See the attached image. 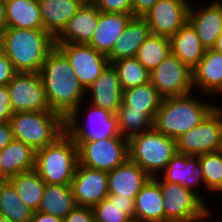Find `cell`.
Instances as JSON below:
<instances>
[{"label": "cell", "instance_id": "obj_1", "mask_svg": "<svg viewBox=\"0 0 222 222\" xmlns=\"http://www.w3.org/2000/svg\"><path fill=\"white\" fill-rule=\"evenodd\" d=\"M40 75L50 110L64 119L87 97L68 59L57 46L46 57Z\"/></svg>", "mask_w": 222, "mask_h": 222}, {"label": "cell", "instance_id": "obj_2", "mask_svg": "<svg viewBox=\"0 0 222 222\" xmlns=\"http://www.w3.org/2000/svg\"><path fill=\"white\" fill-rule=\"evenodd\" d=\"M55 38L44 29L6 27L0 33V49L17 72L40 73Z\"/></svg>", "mask_w": 222, "mask_h": 222}, {"label": "cell", "instance_id": "obj_3", "mask_svg": "<svg viewBox=\"0 0 222 222\" xmlns=\"http://www.w3.org/2000/svg\"><path fill=\"white\" fill-rule=\"evenodd\" d=\"M194 92L183 96L163 98L153 120V128L162 134L177 139L199 125L218 105L206 102ZM200 98V99H199Z\"/></svg>", "mask_w": 222, "mask_h": 222}, {"label": "cell", "instance_id": "obj_4", "mask_svg": "<svg viewBox=\"0 0 222 222\" xmlns=\"http://www.w3.org/2000/svg\"><path fill=\"white\" fill-rule=\"evenodd\" d=\"M77 165L78 148L66 132L36 151L35 170L46 184L70 185Z\"/></svg>", "mask_w": 222, "mask_h": 222}, {"label": "cell", "instance_id": "obj_5", "mask_svg": "<svg viewBox=\"0 0 222 222\" xmlns=\"http://www.w3.org/2000/svg\"><path fill=\"white\" fill-rule=\"evenodd\" d=\"M10 123L14 139L29 145L35 152L65 132V119L52 110L15 112Z\"/></svg>", "mask_w": 222, "mask_h": 222}, {"label": "cell", "instance_id": "obj_6", "mask_svg": "<svg viewBox=\"0 0 222 222\" xmlns=\"http://www.w3.org/2000/svg\"><path fill=\"white\" fill-rule=\"evenodd\" d=\"M176 153V139L154 128L128 138V159L151 178L158 176Z\"/></svg>", "mask_w": 222, "mask_h": 222}, {"label": "cell", "instance_id": "obj_7", "mask_svg": "<svg viewBox=\"0 0 222 222\" xmlns=\"http://www.w3.org/2000/svg\"><path fill=\"white\" fill-rule=\"evenodd\" d=\"M152 178L160 185L165 222H203L212 218V208H209L202 193L200 195L183 185L165 182L159 175Z\"/></svg>", "mask_w": 222, "mask_h": 222}, {"label": "cell", "instance_id": "obj_8", "mask_svg": "<svg viewBox=\"0 0 222 222\" xmlns=\"http://www.w3.org/2000/svg\"><path fill=\"white\" fill-rule=\"evenodd\" d=\"M83 101L66 119L65 132L74 141H97L109 137H123L118 129L117 116L104 108L89 103L85 119L82 122V110L86 103ZM83 105V106H82Z\"/></svg>", "mask_w": 222, "mask_h": 222}, {"label": "cell", "instance_id": "obj_9", "mask_svg": "<svg viewBox=\"0 0 222 222\" xmlns=\"http://www.w3.org/2000/svg\"><path fill=\"white\" fill-rule=\"evenodd\" d=\"M78 164L105 172L122 165L128 159V139L109 137L97 141H75Z\"/></svg>", "mask_w": 222, "mask_h": 222}, {"label": "cell", "instance_id": "obj_10", "mask_svg": "<svg viewBox=\"0 0 222 222\" xmlns=\"http://www.w3.org/2000/svg\"><path fill=\"white\" fill-rule=\"evenodd\" d=\"M219 105L199 125L176 139L178 153L198 156L219 151L222 137V105Z\"/></svg>", "mask_w": 222, "mask_h": 222}, {"label": "cell", "instance_id": "obj_11", "mask_svg": "<svg viewBox=\"0 0 222 222\" xmlns=\"http://www.w3.org/2000/svg\"><path fill=\"white\" fill-rule=\"evenodd\" d=\"M7 88L13 113L50 110L40 73L17 72Z\"/></svg>", "mask_w": 222, "mask_h": 222}, {"label": "cell", "instance_id": "obj_12", "mask_svg": "<svg viewBox=\"0 0 222 222\" xmlns=\"http://www.w3.org/2000/svg\"><path fill=\"white\" fill-rule=\"evenodd\" d=\"M149 76V82L163 98L194 92L192 70L172 53Z\"/></svg>", "mask_w": 222, "mask_h": 222}, {"label": "cell", "instance_id": "obj_13", "mask_svg": "<svg viewBox=\"0 0 222 222\" xmlns=\"http://www.w3.org/2000/svg\"><path fill=\"white\" fill-rule=\"evenodd\" d=\"M55 45L65 54L74 74L85 90L110 64L107 56L88 44L55 43Z\"/></svg>", "mask_w": 222, "mask_h": 222}, {"label": "cell", "instance_id": "obj_14", "mask_svg": "<svg viewBox=\"0 0 222 222\" xmlns=\"http://www.w3.org/2000/svg\"><path fill=\"white\" fill-rule=\"evenodd\" d=\"M191 0H158L143 16L152 34L171 37L187 21Z\"/></svg>", "mask_w": 222, "mask_h": 222}, {"label": "cell", "instance_id": "obj_15", "mask_svg": "<svg viewBox=\"0 0 222 222\" xmlns=\"http://www.w3.org/2000/svg\"><path fill=\"white\" fill-rule=\"evenodd\" d=\"M108 172L77 165L71 189L77 206L93 208L108 192Z\"/></svg>", "mask_w": 222, "mask_h": 222}, {"label": "cell", "instance_id": "obj_16", "mask_svg": "<svg viewBox=\"0 0 222 222\" xmlns=\"http://www.w3.org/2000/svg\"><path fill=\"white\" fill-rule=\"evenodd\" d=\"M193 3L190 5L188 22L194 27L204 48L212 49L222 32V4L209 1L197 8Z\"/></svg>", "mask_w": 222, "mask_h": 222}, {"label": "cell", "instance_id": "obj_17", "mask_svg": "<svg viewBox=\"0 0 222 222\" xmlns=\"http://www.w3.org/2000/svg\"><path fill=\"white\" fill-rule=\"evenodd\" d=\"M87 95V99L90 102L86 103L116 114L122 104L123 90L117 71L112 64H109L102 74L87 88Z\"/></svg>", "mask_w": 222, "mask_h": 222}, {"label": "cell", "instance_id": "obj_18", "mask_svg": "<svg viewBox=\"0 0 222 222\" xmlns=\"http://www.w3.org/2000/svg\"><path fill=\"white\" fill-rule=\"evenodd\" d=\"M193 89L206 95L222 94V53L206 49L199 64L192 70Z\"/></svg>", "mask_w": 222, "mask_h": 222}, {"label": "cell", "instance_id": "obj_19", "mask_svg": "<svg viewBox=\"0 0 222 222\" xmlns=\"http://www.w3.org/2000/svg\"><path fill=\"white\" fill-rule=\"evenodd\" d=\"M199 168L198 156H190L177 152L161 172L162 175L160 173V177L165 182L183 185L198 194L201 192L197 191L199 189L197 187L204 186L203 189H205V180Z\"/></svg>", "mask_w": 222, "mask_h": 222}, {"label": "cell", "instance_id": "obj_20", "mask_svg": "<svg viewBox=\"0 0 222 222\" xmlns=\"http://www.w3.org/2000/svg\"><path fill=\"white\" fill-rule=\"evenodd\" d=\"M99 21V10L91 2L82 4L69 20L64 30L55 38V43L88 44Z\"/></svg>", "mask_w": 222, "mask_h": 222}, {"label": "cell", "instance_id": "obj_21", "mask_svg": "<svg viewBox=\"0 0 222 222\" xmlns=\"http://www.w3.org/2000/svg\"><path fill=\"white\" fill-rule=\"evenodd\" d=\"M150 178L136 163L127 159L122 165L108 172V192L135 199Z\"/></svg>", "mask_w": 222, "mask_h": 222}, {"label": "cell", "instance_id": "obj_22", "mask_svg": "<svg viewBox=\"0 0 222 222\" xmlns=\"http://www.w3.org/2000/svg\"><path fill=\"white\" fill-rule=\"evenodd\" d=\"M132 17L131 14L99 11L98 25L88 45L108 56Z\"/></svg>", "mask_w": 222, "mask_h": 222}, {"label": "cell", "instance_id": "obj_23", "mask_svg": "<svg viewBox=\"0 0 222 222\" xmlns=\"http://www.w3.org/2000/svg\"><path fill=\"white\" fill-rule=\"evenodd\" d=\"M151 30L143 17H132L123 34L115 42L111 53L107 56L109 63L135 57L140 45L150 36Z\"/></svg>", "mask_w": 222, "mask_h": 222}, {"label": "cell", "instance_id": "obj_24", "mask_svg": "<svg viewBox=\"0 0 222 222\" xmlns=\"http://www.w3.org/2000/svg\"><path fill=\"white\" fill-rule=\"evenodd\" d=\"M134 222H165L160 185L153 179L142 187L134 199Z\"/></svg>", "mask_w": 222, "mask_h": 222}, {"label": "cell", "instance_id": "obj_25", "mask_svg": "<svg viewBox=\"0 0 222 222\" xmlns=\"http://www.w3.org/2000/svg\"><path fill=\"white\" fill-rule=\"evenodd\" d=\"M44 30L56 38L81 4L75 0H38Z\"/></svg>", "mask_w": 222, "mask_h": 222}, {"label": "cell", "instance_id": "obj_26", "mask_svg": "<svg viewBox=\"0 0 222 222\" xmlns=\"http://www.w3.org/2000/svg\"><path fill=\"white\" fill-rule=\"evenodd\" d=\"M170 43L171 53L191 70L199 64L206 51L194 27L188 21L170 37Z\"/></svg>", "mask_w": 222, "mask_h": 222}, {"label": "cell", "instance_id": "obj_27", "mask_svg": "<svg viewBox=\"0 0 222 222\" xmlns=\"http://www.w3.org/2000/svg\"><path fill=\"white\" fill-rule=\"evenodd\" d=\"M7 25L11 28L44 29L38 0H4Z\"/></svg>", "mask_w": 222, "mask_h": 222}, {"label": "cell", "instance_id": "obj_28", "mask_svg": "<svg viewBox=\"0 0 222 222\" xmlns=\"http://www.w3.org/2000/svg\"><path fill=\"white\" fill-rule=\"evenodd\" d=\"M35 158L36 152L29 145L16 139L0 151L2 168L9 178L35 169Z\"/></svg>", "mask_w": 222, "mask_h": 222}, {"label": "cell", "instance_id": "obj_29", "mask_svg": "<svg viewBox=\"0 0 222 222\" xmlns=\"http://www.w3.org/2000/svg\"><path fill=\"white\" fill-rule=\"evenodd\" d=\"M95 222H134V199L108 194L93 208Z\"/></svg>", "mask_w": 222, "mask_h": 222}, {"label": "cell", "instance_id": "obj_30", "mask_svg": "<svg viewBox=\"0 0 222 222\" xmlns=\"http://www.w3.org/2000/svg\"><path fill=\"white\" fill-rule=\"evenodd\" d=\"M75 206L71 185L46 184L38 211L64 219Z\"/></svg>", "mask_w": 222, "mask_h": 222}, {"label": "cell", "instance_id": "obj_31", "mask_svg": "<svg viewBox=\"0 0 222 222\" xmlns=\"http://www.w3.org/2000/svg\"><path fill=\"white\" fill-rule=\"evenodd\" d=\"M163 97L150 82L123 90L122 105L127 110H142L153 120Z\"/></svg>", "mask_w": 222, "mask_h": 222}, {"label": "cell", "instance_id": "obj_32", "mask_svg": "<svg viewBox=\"0 0 222 222\" xmlns=\"http://www.w3.org/2000/svg\"><path fill=\"white\" fill-rule=\"evenodd\" d=\"M19 197L34 212L38 211L46 183L33 169L9 178Z\"/></svg>", "mask_w": 222, "mask_h": 222}, {"label": "cell", "instance_id": "obj_33", "mask_svg": "<svg viewBox=\"0 0 222 222\" xmlns=\"http://www.w3.org/2000/svg\"><path fill=\"white\" fill-rule=\"evenodd\" d=\"M33 213L10 181L0 183V216L13 222H31Z\"/></svg>", "mask_w": 222, "mask_h": 222}, {"label": "cell", "instance_id": "obj_34", "mask_svg": "<svg viewBox=\"0 0 222 222\" xmlns=\"http://www.w3.org/2000/svg\"><path fill=\"white\" fill-rule=\"evenodd\" d=\"M171 54L170 38L150 34L140 45L135 58L149 71L154 70Z\"/></svg>", "mask_w": 222, "mask_h": 222}, {"label": "cell", "instance_id": "obj_35", "mask_svg": "<svg viewBox=\"0 0 222 222\" xmlns=\"http://www.w3.org/2000/svg\"><path fill=\"white\" fill-rule=\"evenodd\" d=\"M115 115L120 135L127 139L153 128V119L142 110H127L121 104Z\"/></svg>", "mask_w": 222, "mask_h": 222}, {"label": "cell", "instance_id": "obj_36", "mask_svg": "<svg viewBox=\"0 0 222 222\" xmlns=\"http://www.w3.org/2000/svg\"><path fill=\"white\" fill-rule=\"evenodd\" d=\"M116 69L122 90L149 82L150 72L135 58H124L112 63Z\"/></svg>", "mask_w": 222, "mask_h": 222}, {"label": "cell", "instance_id": "obj_37", "mask_svg": "<svg viewBox=\"0 0 222 222\" xmlns=\"http://www.w3.org/2000/svg\"><path fill=\"white\" fill-rule=\"evenodd\" d=\"M199 170L205 180V190L219 193L222 190V154L219 151L198 155Z\"/></svg>", "mask_w": 222, "mask_h": 222}, {"label": "cell", "instance_id": "obj_38", "mask_svg": "<svg viewBox=\"0 0 222 222\" xmlns=\"http://www.w3.org/2000/svg\"><path fill=\"white\" fill-rule=\"evenodd\" d=\"M96 8L105 13H125L133 16L132 0H92Z\"/></svg>", "mask_w": 222, "mask_h": 222}, {"label": "cell", "instance_id": "obj_39", "mask_svg": "<svg viewBox=\"0 0 222 222\" xmlns=\"http://www.w3.org/2000/svg\"><path fill=\"white\" fill-rule=\"evenodd\" d=\"M62 222H95L92 208L75 206Z\"/></svg>", "mask_w": 222, "mask_h": 222}, {"label": "cell", "instance_id": "obj_40", "mask_svg": "<svg viewBox=\"0 0 222 222\" xmlns=\"http://www.w3.org/2000/svg\"><path fill=\"white\" fill-rule=\"evenodd\" d=\"M16 73L12 62L0 49V86H7Z\"/></svg>", "mask_w": 222, "mask_h": 222}, {"label": "cell", "instance_id": "obj_41", "mask_svg": "<svg viewBox=\"0 0 222 222\" xmlns=\"http://www.w3.org/2000/svg\"><path fill=\"white\" fill-rule=\"evenodd\" d=\"M13 114L8 88L0 86V122L10 121Z\"/></svg>", "mask_w": 222, "mask_h": 222}, {"label": "cell", "instance_id": "obj_42", "mask_svg": "<svg viewBox=\"0 0 222 222\" xmlns=\"http://www.w3.org/2000/svg\"><path fill=\"white\" fill-rule=\"evenodd\" d=\"M158 0H132L133 17H143Z\"/></svg>", "mask_w": 222, "mask_h": 222}, {"label": "cell", "instance_id": "obj_43", "mask_svg": "<svg viewBox=\"0 0 222 222\" xmlns=\"http://www.w3.org/2000/svg\"><path fill=\"white\" fill-rule=\"evenodd\" d=\"M14 139L10 121L0 122V151Z\"/></svg>", "mask_w": 222, "mask_h": 222}, {"label": "cell", "instance_id": "obj_44", "mask_svg": "<svg viewBox=\"0 0 222 222\" xmlns=\"http://www.w3.org/2000/svg\"><path fill=\"white\" fill-rule=\"evenodd\" d=\"M31 222H62V219L54 215L46 214L40 211H35Z\"/></svg>", "mask_w": 222, "mask_h": 222}, {"label": "cell", "instance_id": "obj_45", "mask_svg": "<svg viewBox=\"0 0 222 222\" xmlns=\"http://www.w3.org/2000/svg\"><path fill=\"white\" fill-rule=\"evenodd\" d=\"M7 19L5 11V1L0 0V33L6 29Z\"/></svg>", "mask_w": 222, "mask_h": 222}, {"label": "cell", "instance_id": "obj_46", "mask_svg": "<svg viewBox=\"0 0 222 222\" xmlns=\"http://www.w3.org/2000/svg\"><path fill=\"white\" fill-rule=\"evenodd\" d=\"M213 49L215 51L221 52L222 53V32L221 34L218 36L217 41L215 46L213 47Z\"/></svg>", "mask_w": 222, "mask_h": 222}, {"label": "cell", "instance_id": "obj_47", "mask_svg": "<svg viewBox=\"0 0 222 222\" xmlns=\"http://www.w3.org/2000/svg\"><path fill=\"white\" fill-rule=\"evenodd\" d=\"M9 181V177L4 173L0 160V183Z\"/></svg>", "mask_w": 222, "mask_h": 222}, {"label": "cell", "instance_id": "obj_48", "mask_svg": "<svg viewBox=\"0 0 222 222\" xmlns=\"http://www.w3.org/2000/svg\"><path fill=\"white\" fill-rule=\"evenodd\" d=\"M75 1L79 2L81 5L82 4H88V3L92 2V0H75Z\"/></svg>", "mask_w": 222, "mask_h": 222}, {"label": "cell", "instance_id": "obj_49", "mask_svg": "<svg viewBox=\"0 0 222 222\" xmlns=\"http://www.w3.org/2000/svg\"><path fill=\"white\" fill-rule=\"evenodd\" d=\"M0 222H13V221H11V220L8 219V218H5V217L0 216Z\"/></svg>", "mask_w": 222, "mask_h": 222}, {"label": "cell", "instance_id": "obj_50", "mask_svg": "<svg viewBox=\"0 0 222 222\" xmlns=\"http://www.w3.org/2000/svg\"><path fill=\"white\" fill-rule=\"evenodd\" d=\"M212 3H219V4H222V0H212Z\"/></svg>", "mask_w": 222, "mask_h": 222}, {"label": "cell", "instance_id": "obj_51", "mask_svg": "<svg viewBox=\"0 0 222 222\" xmlns=\"http://www.w3.org/2000/svg\"><path fill=\"white\" fill-rule=\"evenodd\" d=\"M219 152L222 154V137H221V144H220Z\"/></svg>", "mask_w": 222, "mask_h": 222}]
</instances>
